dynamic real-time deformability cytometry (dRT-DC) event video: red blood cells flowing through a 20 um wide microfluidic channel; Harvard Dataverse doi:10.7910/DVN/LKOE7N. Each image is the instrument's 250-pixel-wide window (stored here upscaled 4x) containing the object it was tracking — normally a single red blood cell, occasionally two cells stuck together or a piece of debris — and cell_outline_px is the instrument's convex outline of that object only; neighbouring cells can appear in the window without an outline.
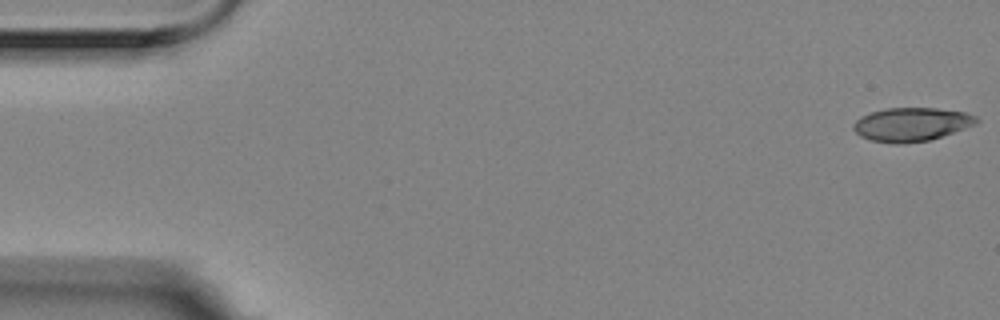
{"species": "Egyptian fruit bat (a non-hibernating species)", "species_latin": "Rousettus aegyptiacus", "temperature_condition": "room temperature", "stored_images_in_passage": 4, "camera_frame_rate_fps": 3000, "um_per_image_px": 0.085, "animal": {"sex": "female"}, "frame": {"image": 1, "passage_image": 1, "time_ms": 0.0, "image_size_px": [1000, 320], "cell_outline_px": [[980, 120], [976, 124], [928, 140], [896, 144], [872, 140], [860, 136], [852, 128], [852, 124], [860, 116], [872, 112], [888, 108], [936, 108], [964, 112], [976, 116]], "centroid_in_image_um": [77.45, 10.56], "position_along_channel_um": 7.6, "area_um2": 23.81}}